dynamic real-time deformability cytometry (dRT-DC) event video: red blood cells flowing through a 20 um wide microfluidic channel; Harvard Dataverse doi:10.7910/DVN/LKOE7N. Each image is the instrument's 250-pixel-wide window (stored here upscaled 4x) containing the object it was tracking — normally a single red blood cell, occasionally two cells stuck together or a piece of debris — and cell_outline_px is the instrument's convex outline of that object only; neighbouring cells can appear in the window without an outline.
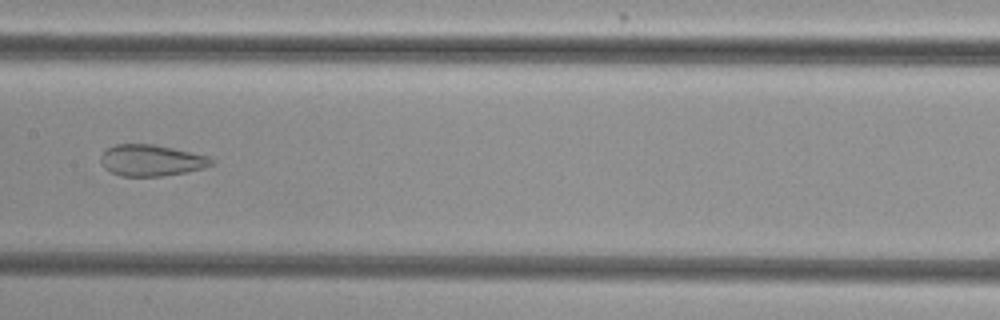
{"species": "common noctule bat (a hibernating species)", "species_latin": "Nyctalus noctula", "temperature_condition": "cold", "stored_images_in_passage": 50, "camera_frame_rate_fps": 3000, "um_per_image_px": 0.085, "animal": {"sex": "female", "body_mass_g": 29.2, "forearm_length_mm": 56.3}, "frame": {"image": 1, "passage_image": 28, "time_ms": 9.0, "image_size_px": [1000, 320], "cell_outline_px": [[212, 164], [204, 168], [188, 172], [160, 176], [120, 176], [104, 168], [100, 160], [100, 156], [108, 148], [116, 144], [152, 144], [172, 148], [208, 156], [212, 160]], "centroid_in_image_um": [12.84, 13.64], "position_along_channel_um": 194.6, "area_um2": 20.06}}
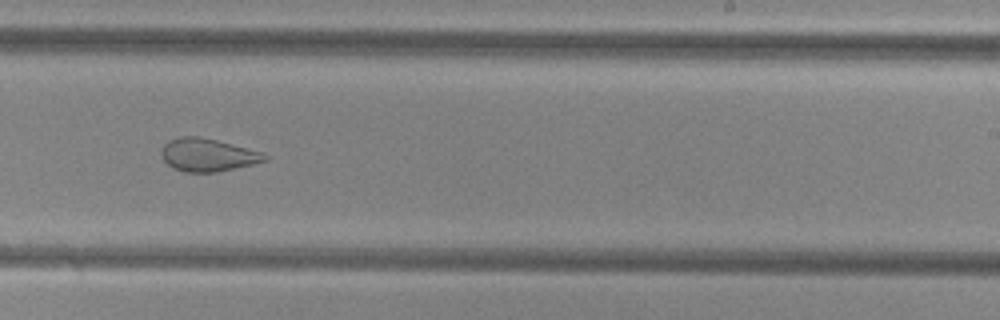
{"frame": {"image": 2, "passage_image": 34, "time_ms": 11.0, "image_size_px": [1000, 320], "cell_outline_px": [[272, 156], [268, 160], [252, 164], [216, 172], [184, 172], [172, 168], [164, 160], [160, 152], [164, 144], [168, 140], [180, 136], [196, 136], [216, 140], [264, 152]], "centroid_in_image_um": [17.67, 13.17], "position_along_channel_um": 271.3, "area_um2": 19.94}}
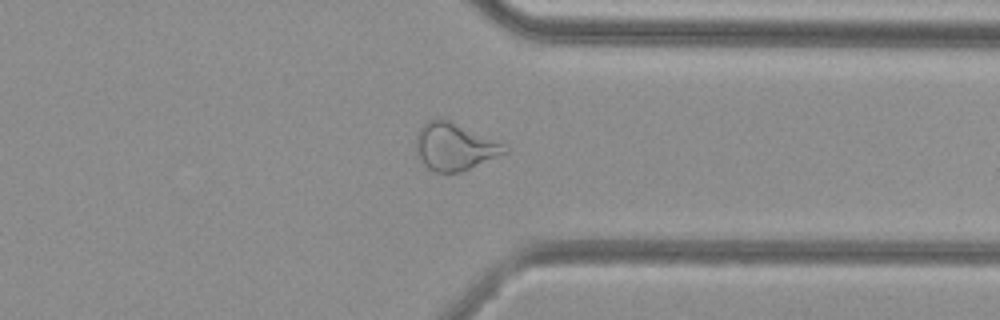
{"frame": {"image": 3, "passage_image": 42, "time_ms": 13.667, "image_size_px": [1000, 320], "cell_outline_px": [[508, 152], [460, 172], [436, 172], [428, 168], [424, 164], [416, 152], [416, 132], [428, 120], [444, 116], [508, 148]], "centroid_in_image_um": [38.57, 12.44], "position_along_channel_um": 372.8, "area_um2": 24.16}, "authors_computed_cell_mechanics": {"area_um2": 28.7844, "velocity_mm_per_s": 3.8517, "shape_relaxation_time_tau1_ms": null, "shape_relaxation_time_tau2_ms": 1.7601, "deformation_change_tau1": null, "deformation_change_tau2": 0.0926}}